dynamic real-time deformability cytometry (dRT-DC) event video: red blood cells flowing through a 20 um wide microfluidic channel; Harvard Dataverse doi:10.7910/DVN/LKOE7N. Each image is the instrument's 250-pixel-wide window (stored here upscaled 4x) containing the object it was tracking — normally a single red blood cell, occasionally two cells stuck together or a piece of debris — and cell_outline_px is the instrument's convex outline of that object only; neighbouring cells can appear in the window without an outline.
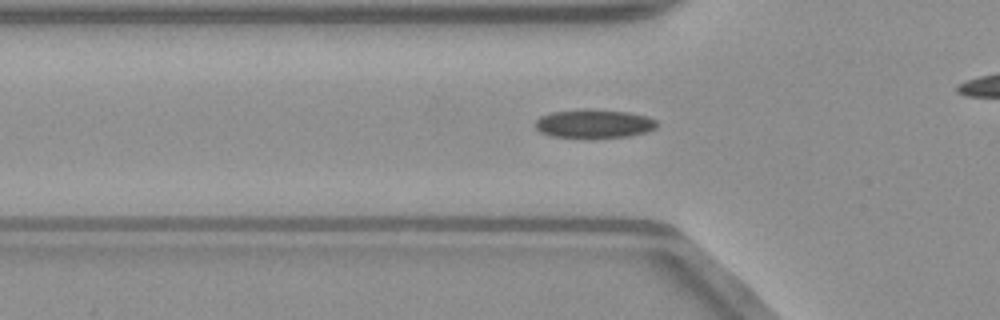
{"species": "common noctule bat (a hibernating species)", "species_latin": "Nyctalus noctula", "temperature_condition": "warm", "stored_images_in_passage": 35, "camera_frame_rate_fps": 3000, "um_per_image_px": 0.085, "animal": {"sex": "male", "body_mass_g": 23.1, "forearm_length_mm": 52.7}, "frame": {"image": 1, "passage_image": 11, "time_ms": 3.333, "image_size_px": [1000, 320], "cell_outline_px": [[660, 124], [656, 128], [648, 132], [628, 136], [592, 140], [552, 136], [540, 132], [536, 128], [536, 120], [540, 116], [552, 112], [584, 108], [588, 108], [628, 112], [648, 116], [656, 120]], "centroid_in_image_um": [50.52, 10.54], "position_along_channel_um": 75.3, "area_um2": 21.21}}
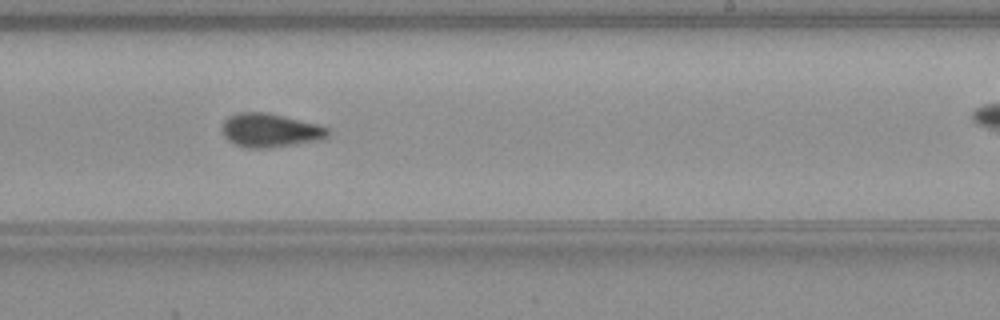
{"frame": {"image": 2, "passage_image": 25, "time_ms": 8.0, "image_size_px": [1000, 320], "cell_outline_px": [[328, 136], [324, 140], [268, 148], [248, 148], [232, 144], [224, 136], [224, 120], [228, 116], [240, 112], [264, 112], [284, 116], [320, 124], [328, 128]], "centroid_in_image_um": [23.0, 11.09], "position_along_channel_um": 266.0, "area_um2": 20.92}}